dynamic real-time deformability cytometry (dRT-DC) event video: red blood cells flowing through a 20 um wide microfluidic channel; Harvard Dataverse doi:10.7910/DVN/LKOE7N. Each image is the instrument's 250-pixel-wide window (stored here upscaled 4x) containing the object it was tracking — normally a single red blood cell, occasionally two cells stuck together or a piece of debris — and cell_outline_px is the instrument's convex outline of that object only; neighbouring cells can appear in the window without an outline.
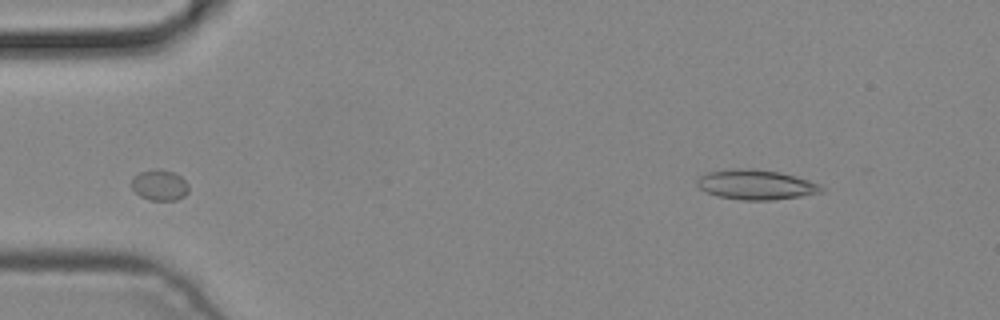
{"species": "common noctule bat (a hibernating species)", "species_latin": "Nyctalus noctula", "temperature_condition": "cold", "stored_images_in_passage": 3, "camera_frame_rate_fps": 3000, "um_per_image_px": 0.085, "animal": {"sex": "male", "body_mass_g": 19.2, "forearm_length_mm": 51.8}, "frame": {"image": 1, "passage_image": 1, "time_ms": 0.0, "image_size_px": [1000, 320], "cell_outline_px": [[824, 192], [800, 196], [772, 200], [740, 200], [716, 196], [700, 188], [696, 184], [696, 176], [708, 172], [732, 168], [752, 168], [780, 172], [796, 176], [820, 184], [824, 188]], "centroid_in_image_um": [64.23, 15.69], "position_along_channel_um": 20.8, "area_um2": 21.91}}